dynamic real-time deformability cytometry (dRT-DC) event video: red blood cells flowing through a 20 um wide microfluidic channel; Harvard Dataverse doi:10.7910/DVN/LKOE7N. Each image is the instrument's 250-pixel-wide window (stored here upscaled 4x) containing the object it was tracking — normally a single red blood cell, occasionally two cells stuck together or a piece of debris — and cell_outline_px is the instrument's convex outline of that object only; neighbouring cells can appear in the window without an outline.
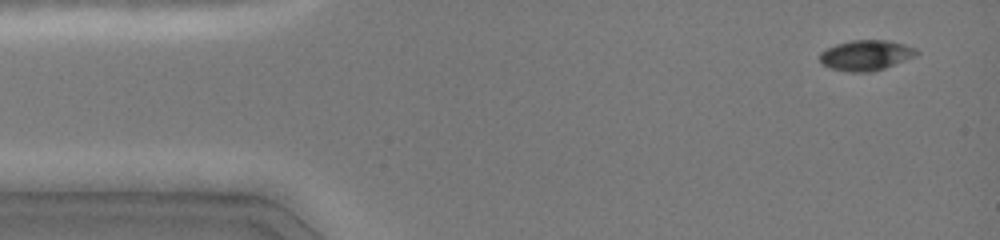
{"species": "common noctule bat (a hibernating species)", "species_latin": "Nyctalus noctula", "temperature_condition": "cold", "stored_images_in_passage": 16, "camera_frame_rate_fps": 3000, "um_per_image_px": 0.085, "animal": {"sex": "female", "body_mass_g": 19.0, "forearm_length_mm": 51.5}, "frame": {"image": 1, "passage_image": 3, "time_ms": 0.667, "image_size_px": [1000, 240], "cell_outline_px": [[920, 52], [916, 56], [884, 68], [872, 72], [848, 72], [832, 68], [820, 64], [820, 52], [836, 44], [852, 40], [888, 40], [904, 44], [916, 48]], "centroid_in_image_um": [73.61, 4.7], "position_along_channel_um": 11.4, "area_um2": 17.17}}